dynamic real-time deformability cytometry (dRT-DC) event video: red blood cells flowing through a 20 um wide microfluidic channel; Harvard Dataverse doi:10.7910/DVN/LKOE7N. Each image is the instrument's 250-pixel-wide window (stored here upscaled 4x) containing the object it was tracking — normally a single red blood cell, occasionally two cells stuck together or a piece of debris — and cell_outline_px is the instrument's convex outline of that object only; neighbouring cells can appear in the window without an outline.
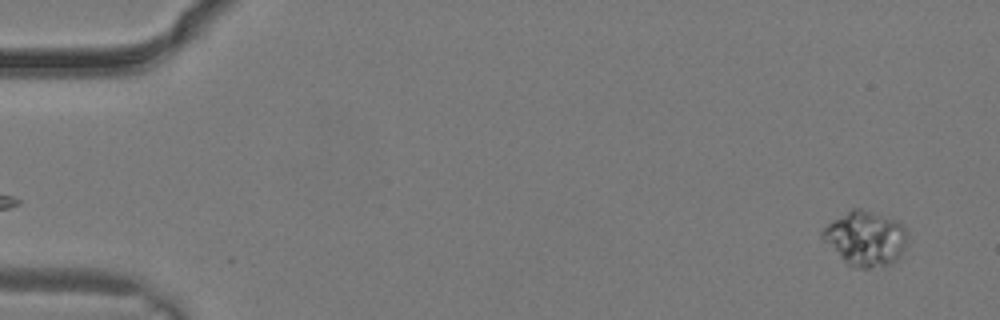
{"species": "common noctule bat (a hibernating species)", "species_latin": "Nyctalus noctula", "temperature_condition": "warm", "stored_images_in_passage": 29, "camera_frame_rate_fps": 3000, "um_per_image_px": 0.085, "animal": {"sex": "male", "body_mass_g": 19.2, "forearm_length_mm": 51.8}, "frame": {"image": 1, "passage_image": 1, "time_ms": 0.0, "image_size_px": [1000, 320], "cell_outline_px": [[908, 240], [900, 256], [896, 260], [888, 264], [868, 268], [852, 268], [820, 236], [820, 232], [828, 224], [852, 208], [860, 208], [896, 220], [904, 224], [908, 232]], "centroid_in_image_um": [73.61, 20.26], "position_along_channel_um": 11.4, "area_um2": 26.88}}
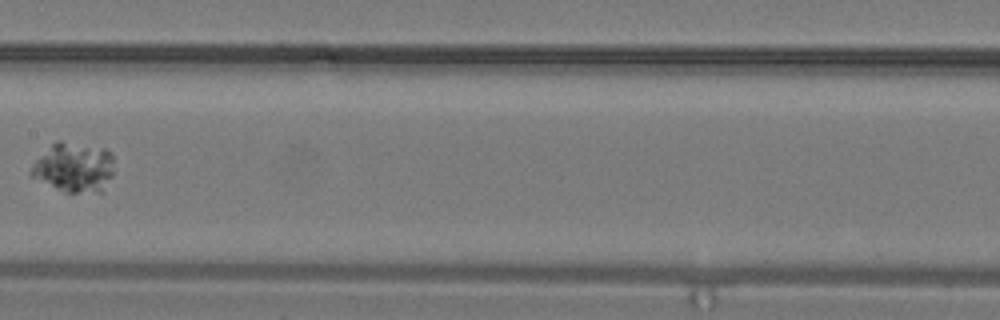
{"frame": {"image": 2, "passage_image": 15, "time_ms": 4.667, "image_size_px": [1000, 320], "cell_outline_px": [[112, 176], [100, 192], [64, 192], [32, 176], [32, 164], [56, 140], [60, 140], [108, 148], [112, 152]], "centroid_in_image_um": [6.32, 14.19], "position_along_channel_um": 201.1, "area_um2": 23.76}}
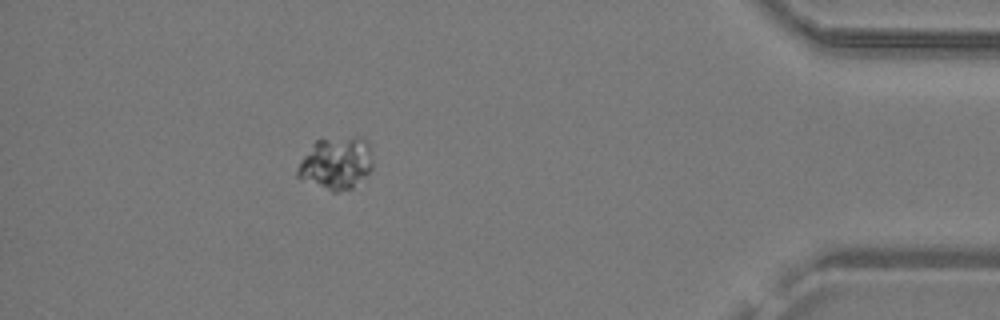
{"frame": {"image": 3, "passage_image": 26, "time_ms": 8.333, "image_size_px": [1000, 320], "cell_outline_px": [[372, 168], [352, 188], [336, 192], [332, 192], [300, 180], [296, 176], [296, 168], [300, 160], [312, 144], [316, 140], [352, 136], [364, 136], [368, 144], [372, 160]], "centroid_in_image_um": [28.53, 13.87], "position_along_channel_um": 406.7, "area_um2": 23.24}}